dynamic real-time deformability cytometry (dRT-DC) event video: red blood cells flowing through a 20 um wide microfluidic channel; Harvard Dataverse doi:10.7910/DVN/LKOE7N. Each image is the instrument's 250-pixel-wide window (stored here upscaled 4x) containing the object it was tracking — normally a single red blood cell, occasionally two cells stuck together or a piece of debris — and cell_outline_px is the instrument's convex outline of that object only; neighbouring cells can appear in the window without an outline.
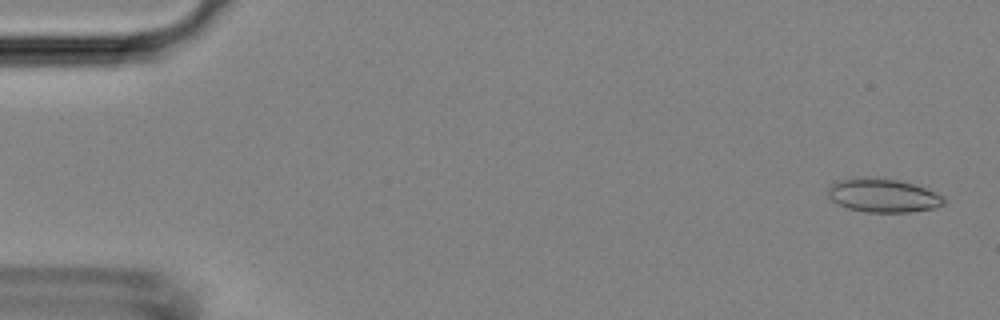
{"species": "Egyptian fruit bat (a non-hibernating species)", "species_latin": "Rousettus aegyptiacus", "temperature_condition": "room temperature", "stored_images_in_passage": 4, "camera_frame_rate_fps": 3000, "um_per_image_px": 0.085, "animal": {"sex": "female"}, "frame": {"image": 1, "passage_image": 1, "time_ms": 0.0, "image_size_px": [1000, 320], "cell_outline_px": [[944, 204], [936, 208], [908, 212], [868, 212], [848, 208], [832, 200], [828, 196], [828, 184], [840, 180], [864, 176], [876, 176], [900, 180], [936, 192], [944, 196]], "centroid_in_image_um": [75.05, 16.59], "position_along_channel_um": 10.0, "area_um2": 22.95}}